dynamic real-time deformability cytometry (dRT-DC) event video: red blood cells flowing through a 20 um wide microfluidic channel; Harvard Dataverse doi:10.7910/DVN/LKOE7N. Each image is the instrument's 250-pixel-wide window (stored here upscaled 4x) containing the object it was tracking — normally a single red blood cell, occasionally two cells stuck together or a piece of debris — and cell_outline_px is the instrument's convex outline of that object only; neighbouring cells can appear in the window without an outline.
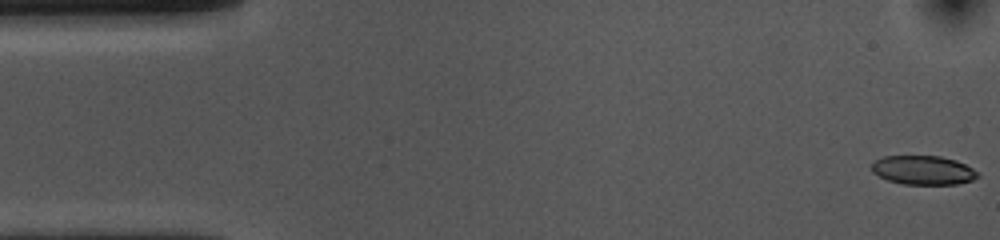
{"species": "common noctule bat (a hibernating species)", "species_latin": "Nyctalus noctula", "temperature_condition": "cold", "stored_images_in_passage": 54, "camera_frame_rate_fps": 3000, "um_per_image_px": 0.085, "animal": {"sex": "female", "body_mass_g": 10.0, "forearm_length_mm": 53.1}, "frame": {"image": 1, "passage_image": 1, "time_ms": 0.0, "image_size_px": [1000, 240], "cell_outline_px": [[980, 176], [972, 180], [956, 184], [904, 184], [888, 180], [872, 172], [872, 164], [876, 160], [884, 156], [940, 156], [956, 160], [972, 168]], "centroid_in_image_um": [78.47, 14.46], "position_along_channel_um": 6.5, "area_um2": 17.74}}
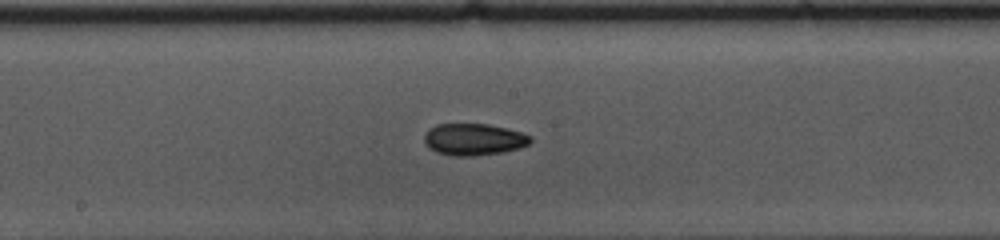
{"frame": {"image": 2, "passage_image": 27, "time_ms": 8.667, "image_size_px": [1000, 240], "cell_outline_px": [[532, 140], [528, 144], [520, 148], [504, 152], [472, 156], [452, 156], [436, 152], [428, 148], [424, 140], [424, 136], [428, 128], [436, 124], [488, 124], [508, 128], [532, 136]], "centroid_in_image_um": [40.26, 11.85], "position_along_channel_um": 207.9, "area_um2": 19.88}}
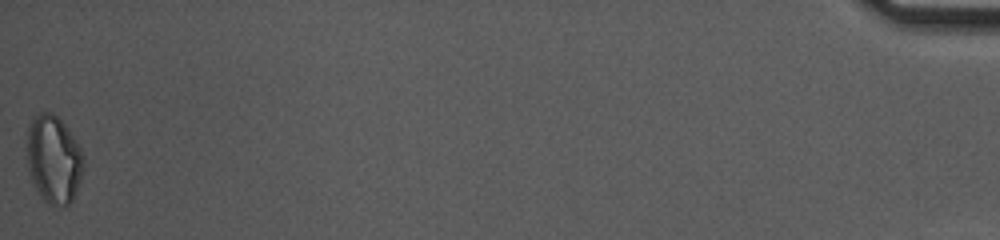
{"frame": {"image": 3, "passage_image": 54, "time_ms": 17.667, "image_size_px": [1000, 240], "cell_outline_px": [[84, 168], [80, 180], [72, 200], [68, 204], [48, 204], [40, 196], [32, 184], [28, 168], [28, 124], [40, 112], [52, 112], [68, 128], [80, 148], [84, 160]], "centroid_in_image_um": [4.56, 13.54], "position_along_channel_um": 430.6, "area_um2": 28.73}, "authors_computed_cell_mechanics": {"area_um2": 19.652, "velocity_mm_per_s": 3.6401, "shape_relaxation_time_tau1_ms": 7.2122, "shape_relaxation_time_tau2_ms": null, "deformation_change_tau1": 0.1279, "deformation_change_tau2": null}}